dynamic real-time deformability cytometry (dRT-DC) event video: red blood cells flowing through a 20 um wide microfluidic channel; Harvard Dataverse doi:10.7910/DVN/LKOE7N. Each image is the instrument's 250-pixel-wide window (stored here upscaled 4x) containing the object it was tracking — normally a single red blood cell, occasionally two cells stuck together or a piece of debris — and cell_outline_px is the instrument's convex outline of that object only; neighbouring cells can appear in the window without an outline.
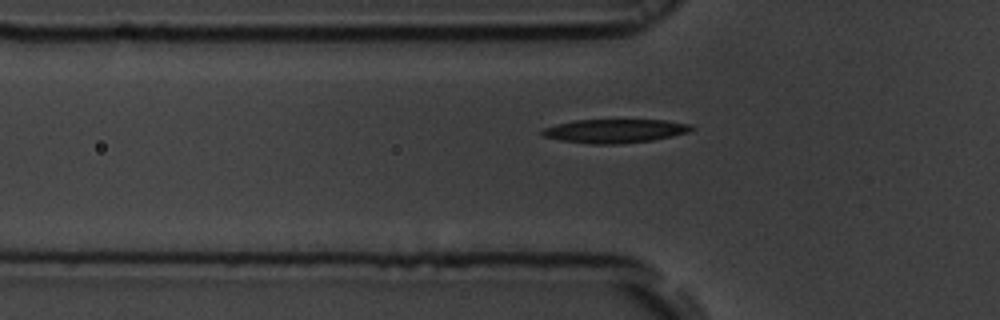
{"species": "common noctule bat (a hibernating species)", "species_latin": "Nyctalus noctula", "temperature_condition": "room temperature", "stored_images_in_passage": 34, "camera_frame_rate_fps": 3000, "um_per_image_px": 0.085, "animal": {"sex": "male", "body_mass_g": 19.5, "forearm_length_mm": 54.6}, "frame": {"image": 1, "passage_image": 4, "time_ms": 1.0, "image_size_px": [1000, 320], "cell_outline_px": [[696, 128], [688, 132], [672, 136], [652, 140], [620, 144], [592, 144], [560, 140], [544, 136], [540, 132], [544, 128], [556, 124], [576, 120], [664, 120], [692, 124]], "centroid_in_image_um": [52.29, 11.13], "position_along_channel_um": 73.5, "area_um2": 20.63}}
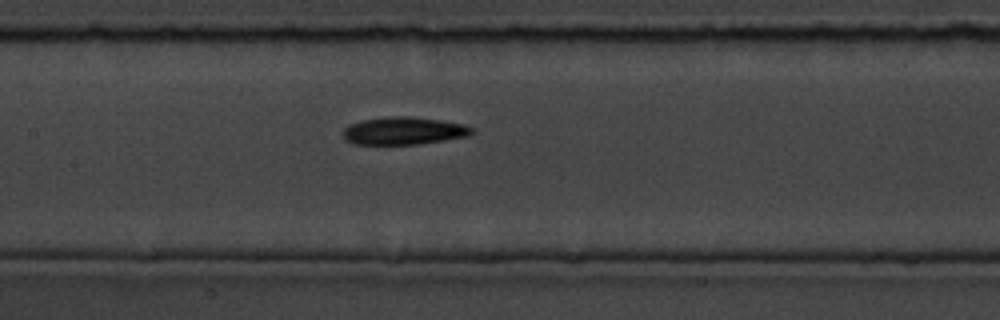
{"frame": {"image": 2, "passage_image": 12, "time_ms": 3.667, "image_size_px": [1000, 320], "cell_outline_px": [[472, 132], [468, 136], [444, 140], [416, 144], [352, 144], [340, 132], [348, 124], [360, 120], [388, 116], [412, 116], [468, 124], [472, 128]], "centroid_in_image_um": [34.29, 11.1], "position_along_channel_um": 173.1, "area_um2": 20.92}}
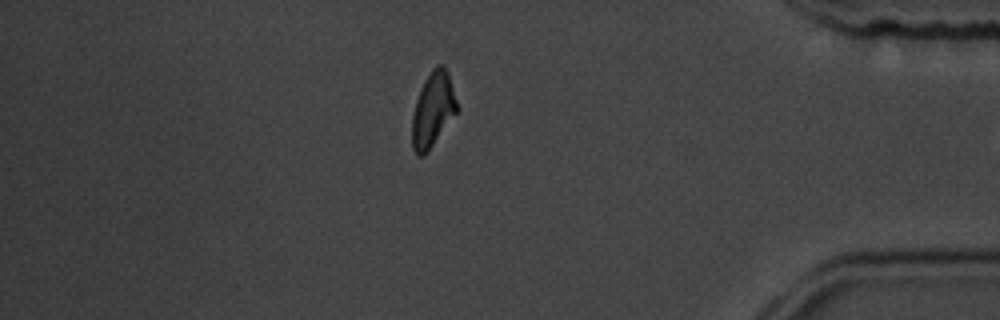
{"frame": {"image": 3, "passage_image": 33, "time_ms": 10.667, "image_size_px": [1000, 320], "cell_outline_px": [[460, 108], [428, 152], [424, 156], [416, 156], [412, 148], [412, 116], [416, 100], [420, 88], [424, 80], [432, 68], [436, 64], [444, 64], [448, 72]], "centroid_in_image_um": [36.81, 9.31], "position_along_channel_um": 398.4, "area_um2": 20.0}}